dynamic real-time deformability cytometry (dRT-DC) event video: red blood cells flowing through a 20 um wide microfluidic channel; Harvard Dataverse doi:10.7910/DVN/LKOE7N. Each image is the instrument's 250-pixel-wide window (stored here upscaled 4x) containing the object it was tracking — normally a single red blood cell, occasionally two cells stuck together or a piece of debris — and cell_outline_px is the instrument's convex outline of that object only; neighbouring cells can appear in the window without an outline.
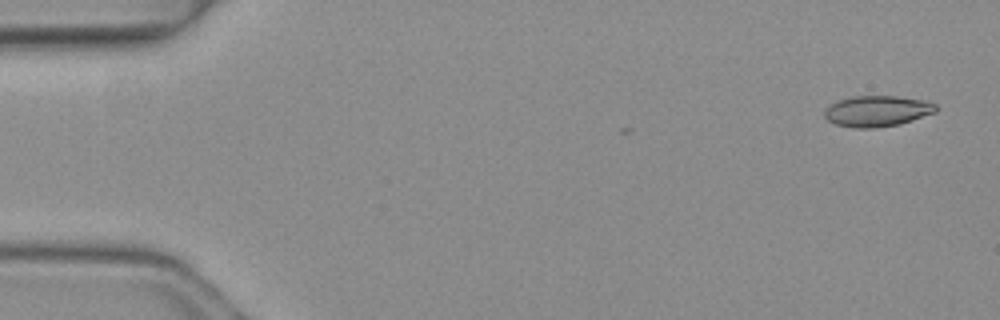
{"species": "common noctule bat (a hibernating species)", "species_latin": "Nyctalus noctula", "temperature_condition": "warm", "stored_images_in_passage": 3, "camera_frame_rate_fps": 3000, "um_per_image_px": 0.085, "animal": {"sex": "female", "body_mass_g": 19.3, "forearm_length_mm": 54.1}, "frame": {"image": 1, "passage_image": 1, "time_ms": 0.0, "image_size_px": [1000, 320], "cell_outline_px": [[936, 112], [900, 124], [876, 128], [856, 128], [836, 124], [828, 120], [824, 116], [824, 108], [828, 104], [836, 100], [852, 96], [896, 96], [924, 100], [936, 104]], "centroid_in_image_um": [74.51, 9.43], "position_along_channel_um": 10.5, "area_um2": 20.23}}